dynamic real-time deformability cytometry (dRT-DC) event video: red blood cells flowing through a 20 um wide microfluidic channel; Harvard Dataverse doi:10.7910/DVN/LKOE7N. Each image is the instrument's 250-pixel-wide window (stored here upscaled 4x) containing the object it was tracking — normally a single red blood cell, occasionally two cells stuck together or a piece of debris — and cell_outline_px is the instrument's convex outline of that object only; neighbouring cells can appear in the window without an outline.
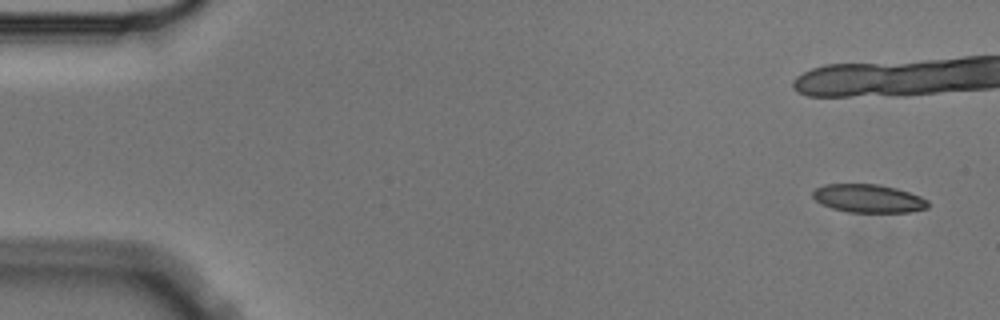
{"species": "Egyptian fruit bat (a non-hibernating species)", "species_latin": "Rousettus aegyptiacus", "temperature_condition": "cold", "stored_images_in_passage": 13, "camera_frame_rate_fps": 3000, "um_per_image_px": 0.085, "animal": {"sex": "male"}, "frame": {"image": 1, "passage_image": 1, "time_ms": 0.0, "image_size_px": [1000, 320], "cell_outline_px": [[928, 208], [908, 212], [848, 212], [832, 208], [820, 204], [812, 196], [812, 192], [816, 188], [824, 184], [880, 184], [896, 188], [920, 196], [928, 200]], "centroid_in_image_um": [73.79, 16.86], "position_along_channel_um": 11.2, "area_um2": 19.02}}